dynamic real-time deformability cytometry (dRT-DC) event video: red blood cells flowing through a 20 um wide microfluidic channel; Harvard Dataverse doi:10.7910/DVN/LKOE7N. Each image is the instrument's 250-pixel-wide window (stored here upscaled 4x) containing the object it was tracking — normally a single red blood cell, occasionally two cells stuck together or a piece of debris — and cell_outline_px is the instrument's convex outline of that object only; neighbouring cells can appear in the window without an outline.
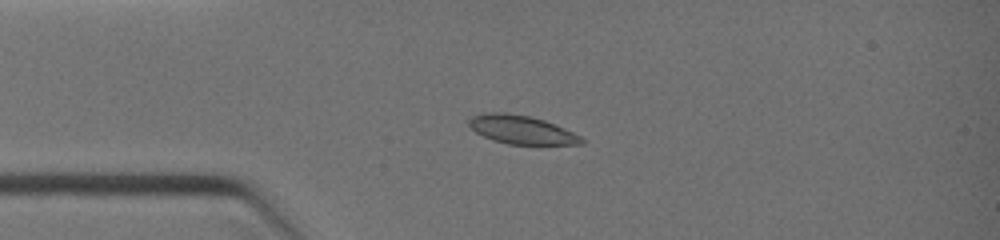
{"species": "common noctule bat (a hibernating species)", "species_latin": "Nyctalus noctula", "temperature_condition": "warm", "stored_images_in_passage": 5, "camera_frame_rate_fps": 3000, "um_per_image_px": 0.085, "animal": {"sex": "female", "body_mass_g": 19.0, "forearm_length_mm": 51.5}, "frame": {"image": 1, "passage_image": 3, "time_ms": 1.0, "image_size_px": [1000, 240], "cell_outline_px": [[584, 144], [508, 144], [492, 140], [476, 132], [468, 124], [468, 120], [472, 116], [484, 112], [504, 112], [528, 116], [544, 120], [556, 124], [580, 136], [584, 140]], "centroid_in_image_um": [44.31, 11.02], "position_along_channel_um": 40.7, "area_um2": 18.61}}